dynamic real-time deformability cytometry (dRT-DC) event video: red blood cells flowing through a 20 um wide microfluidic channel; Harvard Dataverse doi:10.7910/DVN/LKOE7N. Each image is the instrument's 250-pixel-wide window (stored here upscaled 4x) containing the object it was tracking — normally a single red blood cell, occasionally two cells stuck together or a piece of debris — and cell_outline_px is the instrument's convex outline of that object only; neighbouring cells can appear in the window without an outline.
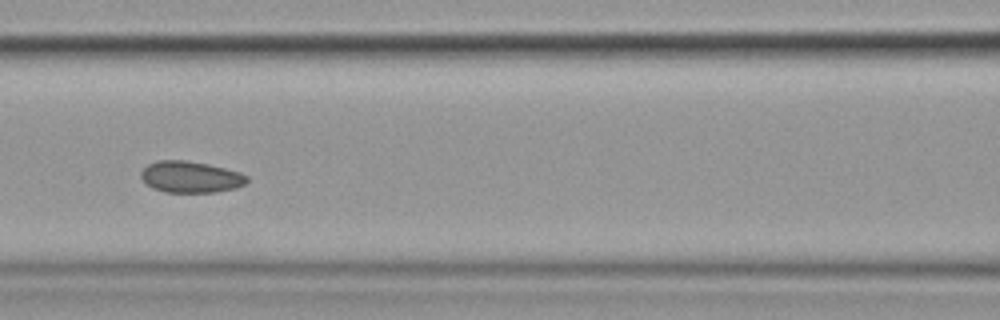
{"species": "common noctule bat (a hibernating species)", "species_latin": "Nyctalus noctula", "temperature_condition": "cold", "stored_images_in_passage": 9, "camera_frame_rate_fps": 3000, "um_per_image_px": 0.085, "animal": {"sex": "female", "body_mass_g": 19.9}, "frame": {"image": 1, "passage_image": 6, "time_ms": 5.667, "image_size_px": [1000, 320], "cell_outline_px": [[248, 180], [244, 184], [236, 188], [216, 192], [164, 192], [152, 188], [140, 176], [140, 172], [148, 164], [156, 160], [184, 160], [208, 164], [240, 172], [248, 176]], "centroid_in_image_um": [16.2, 15.04], "position_along_channel_um": 150.4, "area_um2": 19.42}}
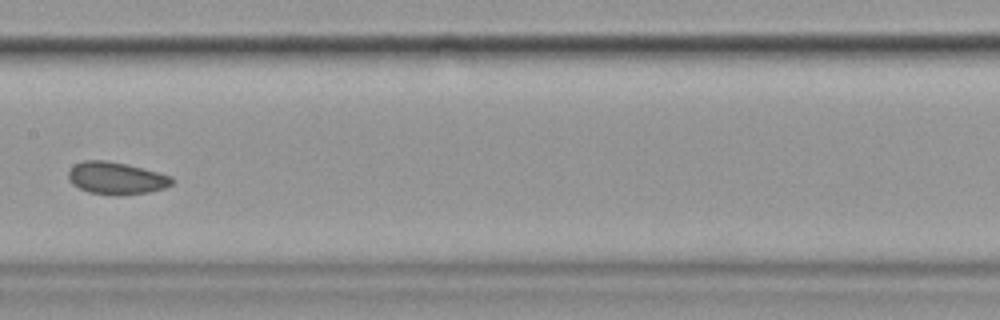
{"frame": {"image": 2, "passage_image": 7, "time_ms": 7.0, "image_size_px": [1000, 320], "cell_outline_px": [[172, 184], [164, 188], [148, 192], [120, 196], [116, 196], [88, 192], [72, 184], [68, 180], [68, 172], [76, 164], [84, 160], [104, 160], [124, 164], [172, 176]], "centroid_in_image_um": [9.85, 15.16], "position_along_channel_um": 197.5, "area_um2": 19.31}}
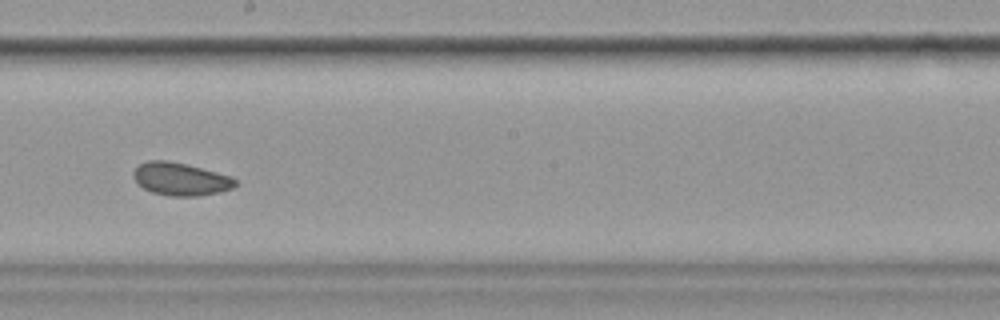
{"frame": {"image": 3, "passage_image": 8, "time_ms": 8.0, "image_size_px": [1000, 320], "cell_outline_px": [[236, 184], [232, 188], [200, 196], [172, 196], [152, 192], [136, 184], [132, 176], [132, 172], [140, 164], [148, 160], [168, 160], [232, 176], [236, 180]], "centroid_in_image_um": [15.3, 15.22], "position_along_channel_um": 232.9, "area_um2": 19.36}}